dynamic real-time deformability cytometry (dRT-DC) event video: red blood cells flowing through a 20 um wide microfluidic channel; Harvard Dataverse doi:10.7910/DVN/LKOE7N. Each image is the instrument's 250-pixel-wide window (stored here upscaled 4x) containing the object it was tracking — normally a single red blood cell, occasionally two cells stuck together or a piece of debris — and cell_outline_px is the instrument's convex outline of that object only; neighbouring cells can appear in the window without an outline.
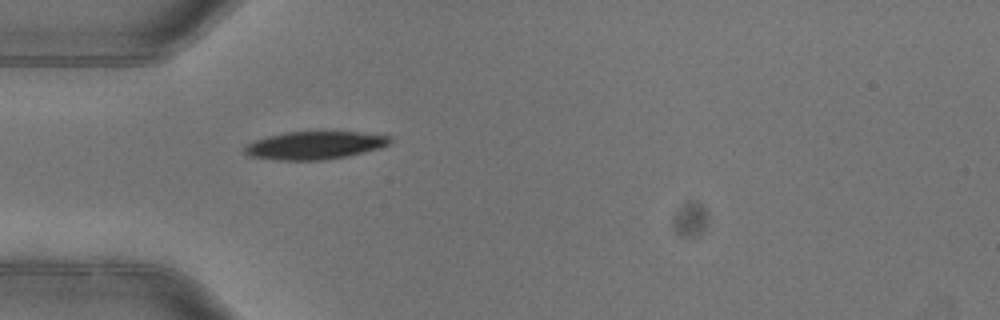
{"species": "common noctule bat (a hibernating species)", "species_latin": "Nyctalus noctula", "temperature_condition": "warm", "stored_images_in_passage": 1, "camera_frame_rate_fps": 3000, "um_per_image_px": 0.085, "animal": {"sex": "female"}, "frame": {"image": 1, "passage_image": 1, "time_ms": 0.0, "image_size_px": [1000, 320], "cell_outline_px": [[392, 140], [388, 144], [380, 148], [348, 156], [324, 160], [276, 160], [248, 156], [244, 152], [244, 148], [252, 140], [284, 132], [324, 128], [392, 136]], "centroid_in_image_um": [26.76, 12.3], "position_along_channel_um": 58.2, "area_um2": 24.8}}